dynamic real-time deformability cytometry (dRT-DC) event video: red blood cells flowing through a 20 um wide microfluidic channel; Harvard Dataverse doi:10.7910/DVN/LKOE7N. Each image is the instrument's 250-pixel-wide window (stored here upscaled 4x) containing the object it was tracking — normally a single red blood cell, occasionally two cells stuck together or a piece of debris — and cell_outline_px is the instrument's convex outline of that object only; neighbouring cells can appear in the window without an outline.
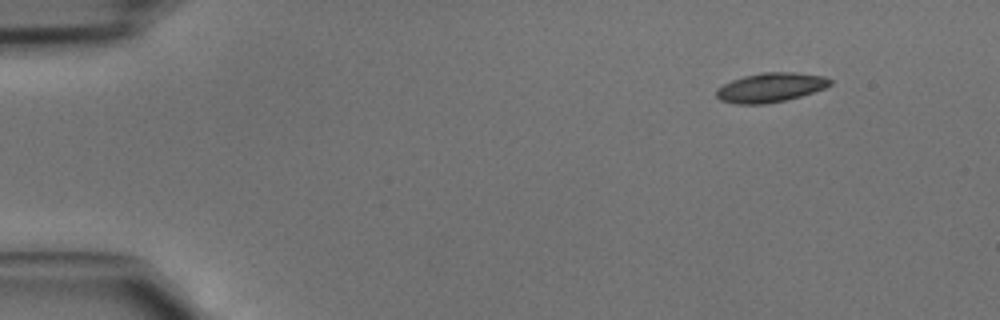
{"species": "common noctule bat (a hibernating species)", "species_latin": "Nyctalus noctula", "temperature_condition": "cold", "stored_images_in_passage": 41, "camera_frame_rate_fps": 3000, "um_per_image_px": 0.085, "animal": {"sex": "male", "body_mass_g": 15.6}, "frame": {"image": 1, "passage_image": 1, "time_ms": 0.0, "image_size_px": [1000, 320], "cell_outline_px": [[832, 84], [824, 88], [800, 96], [784, 100], [764, 104], [736, 104], [720, 100], [716, 96], [716, 88], [732, 80], [744, 76], [760, 72], [796, 72], [824, 76], [832, 80]], "centroid_in_image_um": [65.48, 7.43], "position_along_channel_um": 19.5, "area_um2": 19.42}}
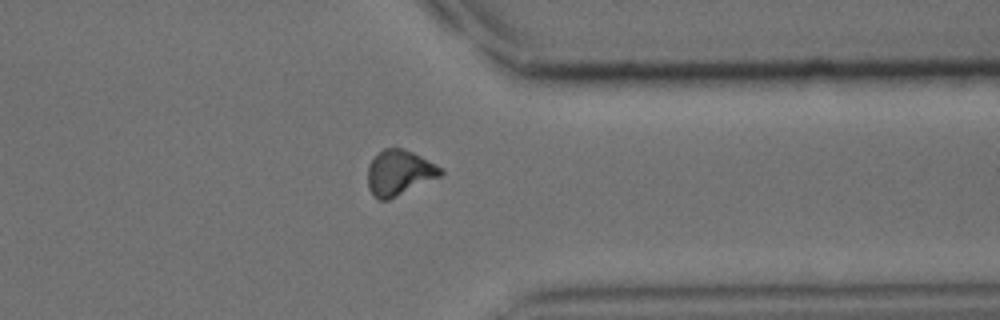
{"frame": {"image": 2, "passage_image": 32, "time_ms": 10.333, "image_size_px": [1000, 320], "cell_outline_px": [[444, 172], [440, 176], [388, 200], [376, 200], [368, 188], [368, 164], [384, 148], [404, 148], [444, 168]], "centroid_in_image_um": [33.93, 14.69], "position_along_channel_um": 377.5, "area_um2": 19.13}}
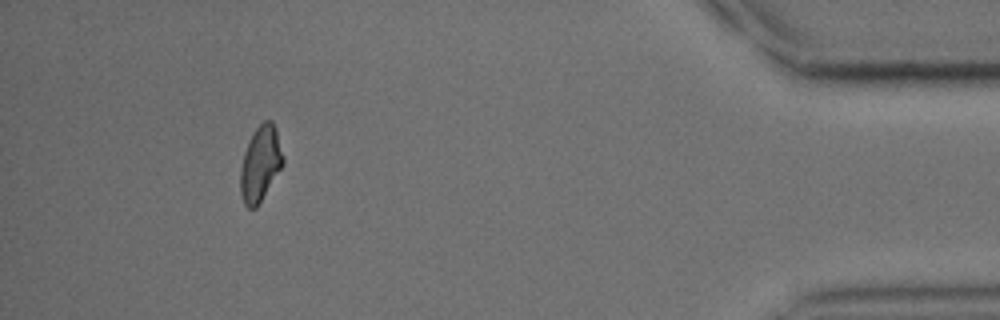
{"frame": {"image": 3, "passage_image": 38, "time_ms": 12.333, "image_size_px": [1000, 320], "cell_outline_px": [[284, 164], [256, 208], [248, 208], [244, 204], [240, 192], [240, 168], [244, 152], [256, 128], [264, 120], [272, 120], [276, 128], [284, 156]], "centroid_in_image_um": [22.14, 13.92], "position_along_channel_um": 413.1, "area_um2": 18.67}}